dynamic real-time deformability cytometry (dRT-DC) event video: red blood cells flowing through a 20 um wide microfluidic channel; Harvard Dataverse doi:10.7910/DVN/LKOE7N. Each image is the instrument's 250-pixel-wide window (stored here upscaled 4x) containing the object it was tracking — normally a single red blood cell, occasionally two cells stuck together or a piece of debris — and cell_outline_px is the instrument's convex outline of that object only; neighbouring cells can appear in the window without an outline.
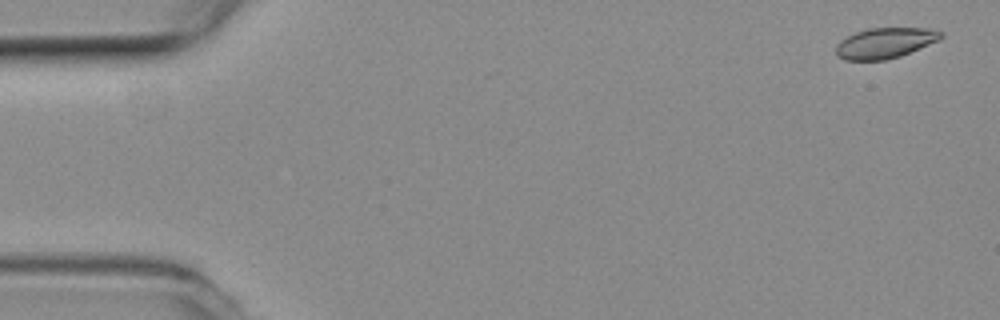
{"species": "common noctule bat (a hibernating species)", "species_latin": "Nyctalus noctula", "temperature_condition": "room temperature", "stored_images_in_passage": 5, "camera_frame_rate_fps": 3000, "um_per_image_px": 0.085, "animal": {"sex": "female", "body_mass_g": 19.3, "forearm_length_mm": 54.1}, "frame": {"image": 1, "passage_image": 2, "time_ms": 0.333, "image_size_px": [1000, 320], "cell_outline_px": [[944, 36], [940, 40], [900, 56], [884, 60], [844, 60], [836, 56], [836, 44], [840, 40], [856, 32], [868, 28], [932, 28], [944, 32]], "centroid_in_image_um": [75.24, 3.65], "position_along_channel_um": 9.8, "area_um2": 18.84}}